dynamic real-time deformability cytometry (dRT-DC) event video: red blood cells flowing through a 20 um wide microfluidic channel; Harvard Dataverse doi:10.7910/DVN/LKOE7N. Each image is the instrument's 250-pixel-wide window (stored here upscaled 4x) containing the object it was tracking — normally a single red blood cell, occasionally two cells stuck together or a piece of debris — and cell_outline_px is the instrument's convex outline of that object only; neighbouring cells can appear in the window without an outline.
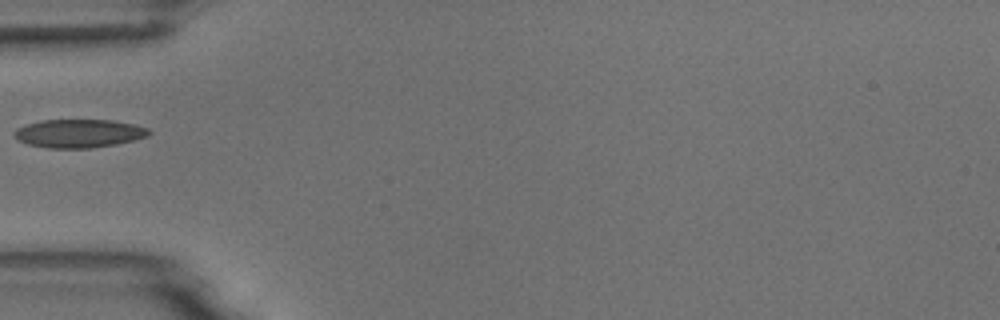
{"species": "common noctule bat (a hibernating species)", "species_latin": "Nyctalus noctula", "temperature_condition": "room temperature", "stored_images_in_passage": 5, "camera_frame_rate_fps": 3000, "um_per_image_px": 0.085, "animal": {"sex": "male", "body_mass_g": 18.8}, "frame": {"image": 1, "passage_image": 3, "time_ms": 2.333, "image_size_px": [1000, 320], "cell_outline_px": [[152, 132], [148, 136], [116, 144], [92, 148], [48, 148], [28, 144], [12, 136], [12, 132], [16, 128], [40, 120], [112, 120], [132, 124], [148, 128]], "centroid_in_image_um": [6.68, 11.34], "position_along_channel_um": 78.3, "area_um2": 22.25}}